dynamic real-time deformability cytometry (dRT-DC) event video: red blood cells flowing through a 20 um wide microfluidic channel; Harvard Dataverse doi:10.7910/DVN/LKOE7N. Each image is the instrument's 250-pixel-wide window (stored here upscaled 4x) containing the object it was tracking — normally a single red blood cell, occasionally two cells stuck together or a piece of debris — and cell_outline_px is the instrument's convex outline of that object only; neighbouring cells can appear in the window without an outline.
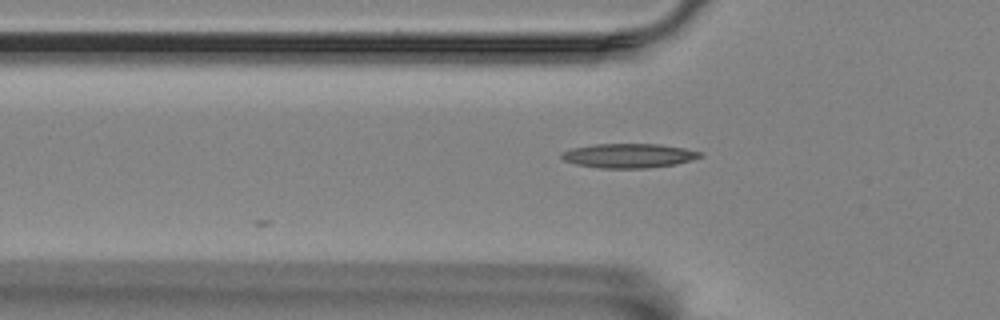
{"species": "Egyptian fruit bat (a non-hibernating species)", "species_latin": "Rousettus aegyptiacus", "temperature_condition": "room temperature", "stored_images_in_passage": 32, "camera_frame_rate_fps": 3000, "um_per_image_px": 0.085, "animal": {"sex": "female"}, "frame": {"image": 1, "passage_image": 3, "time_ms": 0.667, "image_size_px": [1000, 320], "cell_outline_px": [[704, 156], [692, 160], [676, 164], [648, 168], [600, 168], [576, 164], [564, 160], [560, 156], [560, 152], [572, 148], [596, 144], [660, 144], [684, 148], [704, 152]], "centroid_in_image_um": [53.48, 13.23], "position_along_channel_um": 72.3, "area_um2": 19.77}}
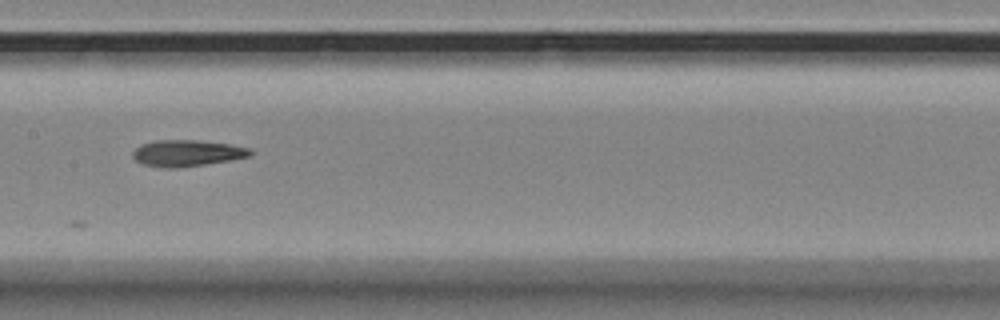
{"frame": {"image": 2, "passage_image": 13, "time_ms": 4.0, "image_size_px": [1000, 320], "cell_outline_px": [[252, 156], [232, 160], [176, 168], [164, 168], [144, 164], [136, 160], [132, 156], [132, 152], [140, 144], [156, 140], [196, 140], [228, 144], [248, 148], [252, 152]], "centroid_in_image_um": [15.88, 13.01], "position_along_channel_um": 191.5, "area_um2": 17.98}}
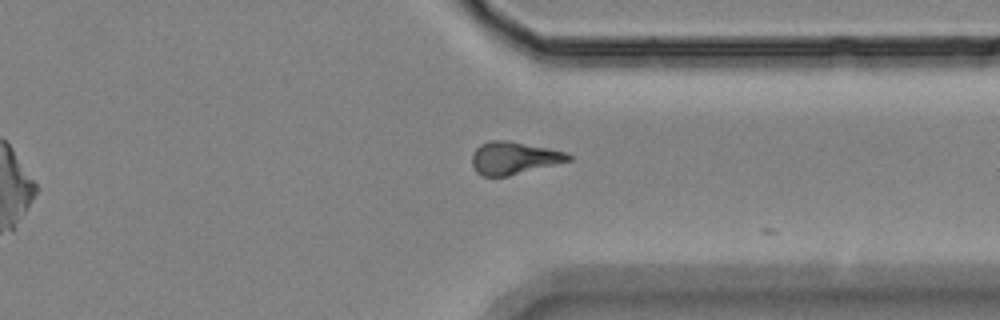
{"frame": {"image": 3, "passage_image": 28, "time_ms": 9.0, "image_size_px": [1000, 320], "cell_outline_px": [[572, 160], [508, 176], [484, 176], [476, 172], [472, 164], [472, 152], [480, 144], [488, 140], [508, 140], [568, 152], [572, 156]], "centroid_in_image_um": [43.67, 13.42], "position_along_channel_um": 367.7, "area_um2": 18.38}}